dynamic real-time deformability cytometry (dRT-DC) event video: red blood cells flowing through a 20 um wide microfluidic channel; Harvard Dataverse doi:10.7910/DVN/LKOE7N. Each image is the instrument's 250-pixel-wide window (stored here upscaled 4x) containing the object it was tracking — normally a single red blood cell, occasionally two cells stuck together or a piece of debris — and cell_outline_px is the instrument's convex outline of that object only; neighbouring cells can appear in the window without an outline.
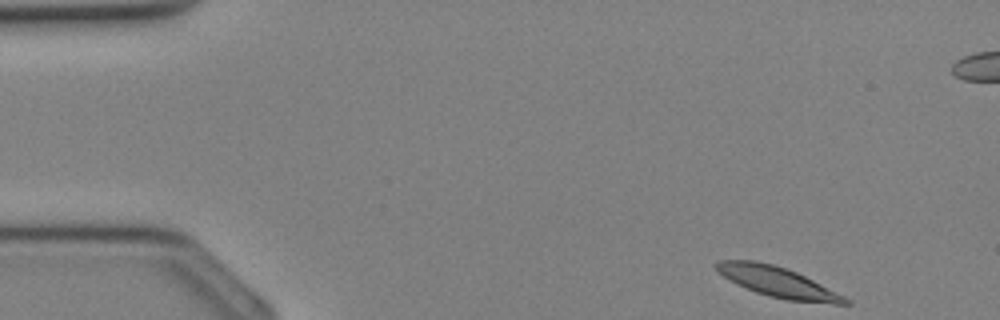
{"species": "Egyptian fruit bat (a non-hibernating species)", "species_latin": "Rousettus aegyptiacus", "temperature_condition": "cold", "stored_images_in_passage": 7, "camera_frame_rate_fps": 3000, "um_per_image_px": 0.085, "animal": {"sex": "female"}, "frame": {"image": 1, "passage_image": 1, "time_ms": 0.0, "image_size_px": [1000, 320], "cell_outline_px": [[852, 304], [832, 304], [788, 300], [768, 296], [756, 292], [736, 284], [724, 276], [712, 264], [720, 260], [756, 260], [772, 264], [796, 272], [844, 296]], "centroid_in_image_um": [66.08, 23.97], "position_along_channel_um": 18.9, "area_um2": 22.43}}